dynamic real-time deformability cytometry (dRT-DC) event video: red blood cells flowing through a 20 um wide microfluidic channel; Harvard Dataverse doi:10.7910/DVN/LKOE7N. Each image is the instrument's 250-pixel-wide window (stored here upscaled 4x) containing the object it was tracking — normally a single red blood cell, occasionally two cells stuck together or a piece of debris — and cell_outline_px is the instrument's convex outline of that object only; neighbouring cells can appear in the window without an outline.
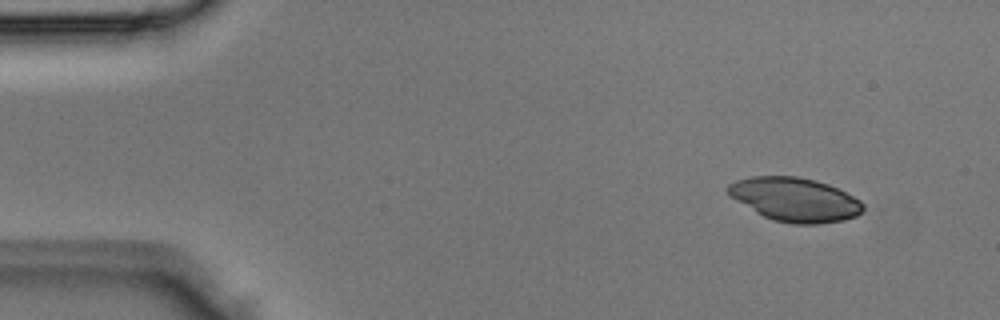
{"species": "Egyptian fruit bat (a non-hibernating species)", "species_latin": "Rousettus aegyptiacus", "temperature_condition": "room temperature", "stored_images_in_passage": 4, "segment_of_instrument_passage": [1, 2], "camera_frame_rate_fps": 3000, "um_per_image_px": 0.085, "animal": {"sex": "male"}, "frame": {"image": 1, "passage_image": 1, "time_ms": 0.0, "image_size_px": [1000, 320], "cell_outline_px": [[864, 208], [856, 216], [844, 220], [816, 224], [792, 224], [772, 220], [756, 212], [736, 200], [724, 188], [728, 184], [736, 180], [752, 176], [796, 176], [816, 180], [828, 184], [860, 200], [864, 204]], "centroid_in_image_um": [67.55, 16.96], "position_along_channel_um": 17.4, "area_um2": 34.39}}